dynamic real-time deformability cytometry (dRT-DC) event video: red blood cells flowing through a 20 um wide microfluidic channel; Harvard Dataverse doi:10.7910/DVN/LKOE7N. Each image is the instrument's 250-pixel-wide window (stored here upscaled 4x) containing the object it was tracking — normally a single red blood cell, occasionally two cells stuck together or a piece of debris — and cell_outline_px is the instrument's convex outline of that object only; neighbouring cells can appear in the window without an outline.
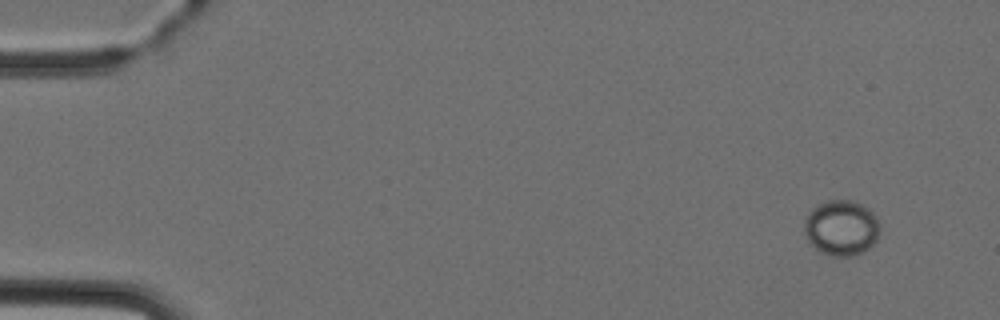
{"species": "Egyptian fruit bat (a non-hibernating species)", "species_latin": "Rousettus aegyptiacus", "temperature_condition": "cold", "stored_images_in_passage": 4, "camera_frame_rate_fps": 3000, "um_per_image_px": 0.085, "animal": {"sex": "female"}, "frame": {"image": 1, "passage_image": 1, "time_ms": 0.0, "image_size_px": [1000, 320], "cell_outline_px": [[880, 228], [876, 240], [868, 248], [852, 256], [832, 256], [820, 252], [808, 244], [804, 232], [804, 220], [808, 212], [812, 208], [828, 200], [852, 200], [868, 208], [876, 216]], "centroid_in_image_um": [71.47, 19.37], "position_along_channel_um": 13.5, "area_um2": 24.57}}
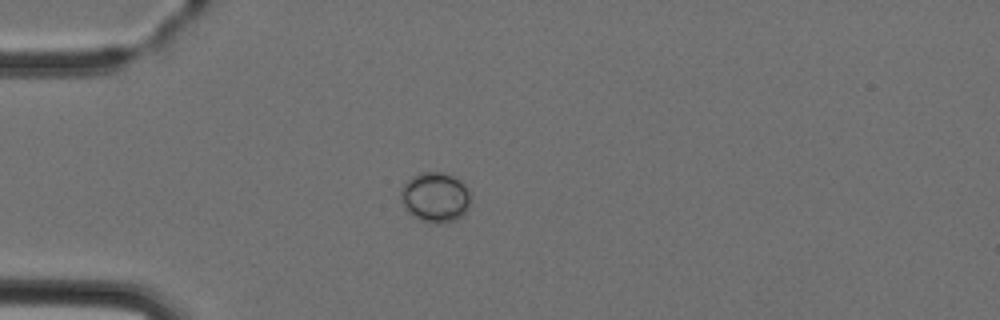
{"frame": {"image": 2, "passage_image": 4, "time_ms": 3.333, "image_size_px": [1000, 320], "cell_outline_px": [[472, 200], [468, 208], [456, 220], [440, 224], [436, 224], [420, 220], [408, 212], [404, 208], [400, 192], [404, 184], [412, 176], [420, 172], [440, 172], [452, 176], [460, 180], [472, 192]], "centroid_in_image_um": [37.03, 16.77], "position_along_channel_um": 48.0, "area_um2": 20.58}}